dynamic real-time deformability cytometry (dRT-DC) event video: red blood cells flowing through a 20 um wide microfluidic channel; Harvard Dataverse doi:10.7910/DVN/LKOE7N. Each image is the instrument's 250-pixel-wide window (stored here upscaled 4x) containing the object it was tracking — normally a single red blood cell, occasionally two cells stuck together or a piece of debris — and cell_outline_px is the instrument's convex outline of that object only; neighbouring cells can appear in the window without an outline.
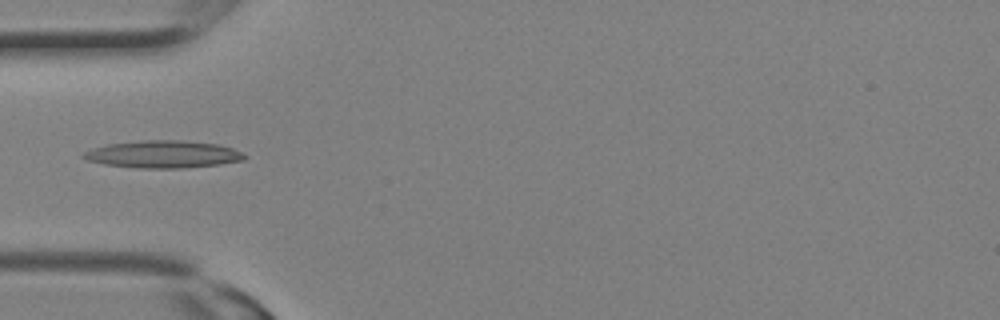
{"species": "Egyptian fruit bat (a non-hibernating species)", "species_latin": "Rousettus aegyptiacus", "temperature_condition": "room temperature", "stored_images_in_passage": 7, "camera_frame_rate_fps": 3000, "um_per_image_px": 0.085, "animal": {"sex": "female"}, "frame": {"image": 1, "passage_image": 4, "time_ms": 1.0, "image_size_px": [1000, 320], "cell_outline_px": [[248, 156], [244, 160], [220, 164], [184, 168], [136, 168], [104, 164], [88, 160], [80, 156], [84, 152], [92, 148], [108, 144], [144, 140], [180, 140], [220, 144], [232, 148]], "centroid_in_image_um": [13.87, 13.11], "position_along_channel_um": 71.1, "area_um2": 25.72}}
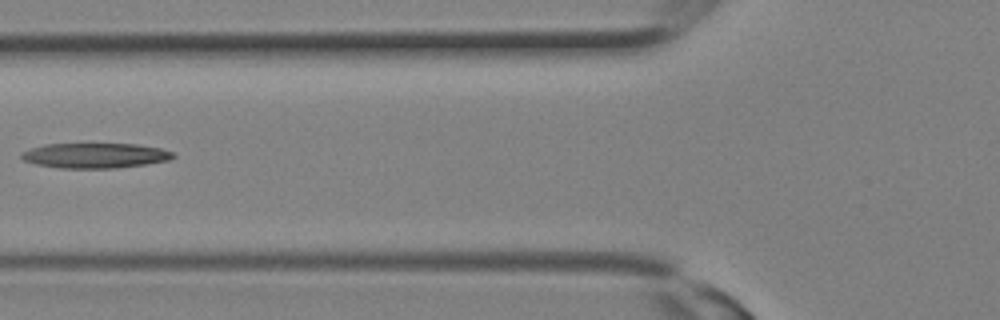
{"frame": {"image": 2, "passage_image": 6, "time_ms": 1.667, "image_size_px": [1000, 320], "cell_outline_px": [[176, 156], [168, 160], [144, 164], [116, 168], [60, 168], [36, 164], [24, 160], [20, 156], [24, 152], [32, 148], [44, 144], [136, 144], [160, 148], [172, 152]], "centroid_in_image_um": [8.09, 13.22], "position_along_channel_um": 117.7, "area_um2": 21.91}}